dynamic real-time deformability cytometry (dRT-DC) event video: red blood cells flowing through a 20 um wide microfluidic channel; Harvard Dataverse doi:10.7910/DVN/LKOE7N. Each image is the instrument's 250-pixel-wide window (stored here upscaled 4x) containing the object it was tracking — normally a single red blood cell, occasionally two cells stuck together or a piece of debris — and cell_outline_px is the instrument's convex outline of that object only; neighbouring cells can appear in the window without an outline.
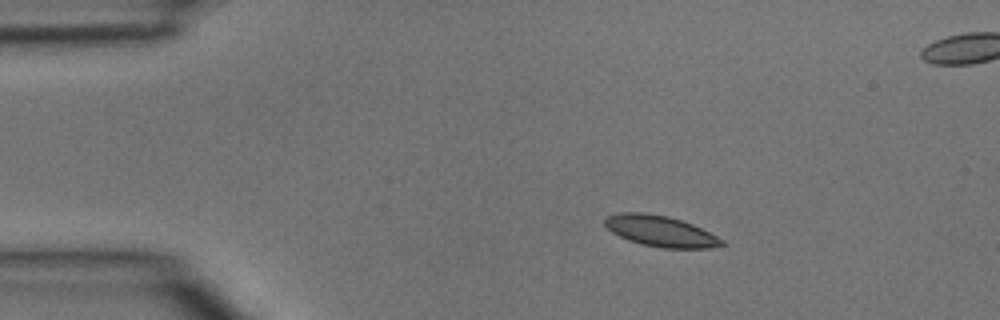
{"species": "common noctule bat (a hibernating species)", "species_latin": "Nyctalus noctula", "temperature_condition": "room temperature", "stored_images_in_passage": 5, "camera_frame_rate_fps": 3000, "um_per_image_px": 0.085, "animal": {"sex": "male", "body_mass_g": 15.6}, "frame": {"image": 1, "passage_image": 2, "time_ms": 0.333, "image_size_px": [1000, 320], "cell_outline_px": [[724, 244], [708, 248], [664, 248], [640, 244], [628, 240], [612, 232], [604, 224], [604, 220], [608, 216], [620, 212], [644, 212], [668, 216], [692, 224], [724, 240]], "centroid_in_image_um": [56.11, 19.64], "position_along_channel_um": 28.9, "area_um2": 20.87}}